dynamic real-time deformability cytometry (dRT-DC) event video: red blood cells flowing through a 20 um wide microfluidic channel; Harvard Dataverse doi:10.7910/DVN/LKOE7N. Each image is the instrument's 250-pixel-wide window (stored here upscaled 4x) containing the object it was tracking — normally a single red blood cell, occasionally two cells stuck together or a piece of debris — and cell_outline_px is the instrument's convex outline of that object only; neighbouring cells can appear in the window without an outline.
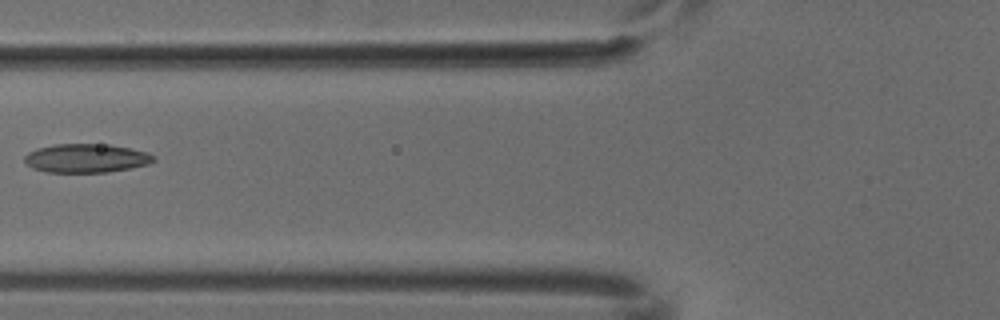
{"species": "common noctule bat (a hibernating species)", "species_latin": "Nyctalus noctula", "temperature_condition": "cold", "stored_images_in_passage": 6, "camera_frame_rate_fps": 3000, "um_per_image_px": 0.085, "animal": {"sex": "male", "body_mass_g": 18.8}, "frame": {"image": 1, "passage_image": 5, "time_ms": 1.333, "image_size_px": [1000, 320], "cell_outline_px": [[156, 160], [148, 164], [108, 172], [48, 172], [32, 168], [24, 160], [24, 156], [28, 152], [36, 148], [52, 144], [108, 144], [148, 152], [156, 156]], "centroid_in_image_um": [7.32, 13.44], "position_along_channel_um": 118.5, "area_um2": 21.68}}
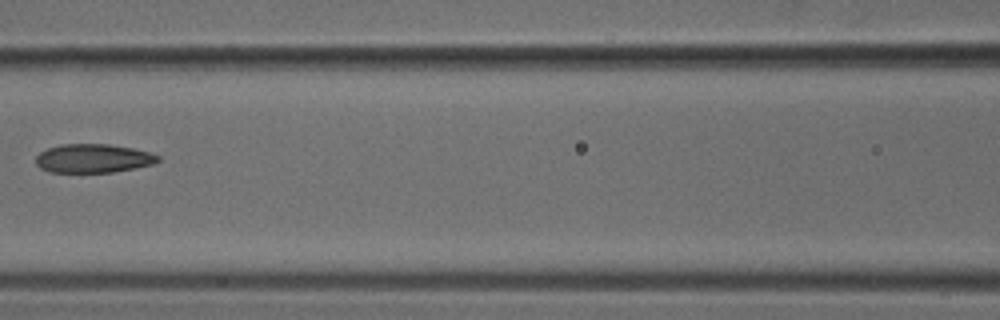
{"frame": {"image": 2, "passage_image": 6, "time_ms": 1.667, "image_size_px": [1000, 320], "cell_outline_px": [[160, 160], [152, 164], [136, 168], [112, 172], [48, 172], [40, 168], [36, 164], [36, 156], [40, 152], [48, 148], [60, 144], [108, 144], [132, 148], [148, 152], [160, 156]], "centroid_in_image_um": [7.9, 13.46], "position_along_channel_um": 158.7, "area_um2": 20.46}}